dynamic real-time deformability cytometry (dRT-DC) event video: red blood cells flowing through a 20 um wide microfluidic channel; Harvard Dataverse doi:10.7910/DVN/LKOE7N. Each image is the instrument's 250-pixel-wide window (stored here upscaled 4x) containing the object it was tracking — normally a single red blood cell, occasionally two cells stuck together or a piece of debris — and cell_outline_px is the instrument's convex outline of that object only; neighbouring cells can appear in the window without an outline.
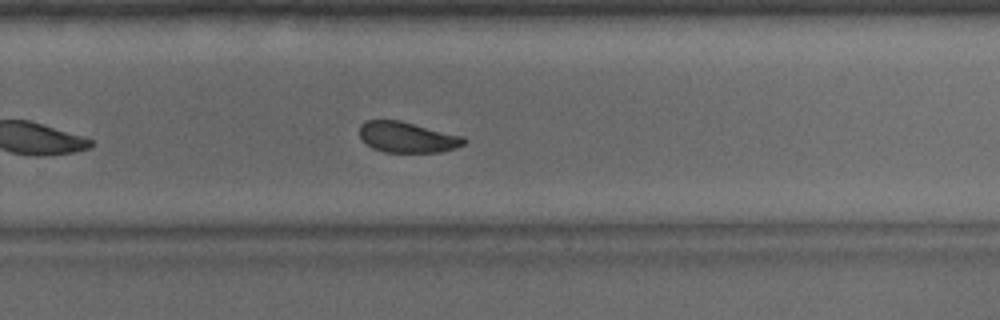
{"species": "common noctule bat (a hibernating species)", "species_latin": "Nyctalus noctula", "temperature_condition": "warm", "stored_images_in_passage": 31, "camera_frame_rate_fps": 3000, "um_per_image_px": 0.085, "animal": {"sex": "male", "body_mass_g": 15.6}, "frame": {"image": 1, "passage_image": 22, "time_ms": 7.0, "image_size_px": [1000, 320], "cell_outline_px": [[468, 140], [464, 144], [456, 148], [440, 152], [384, 152], [372, 148], [360, 136], [360, 124], [368, 120], [400, 120], [464, 136]], "centroid_in_image_um": [34.66, 11.66], "position_along_channel_um": 295.1, "area_um2": 18.73}, "authors_computed_cell_mechanics": {"area_um2": 19.5942, "velocity_mm_per_s": 3.8293, "shape_relaxation_time_tau1_ms": 3.6231, "shape_relaxation_time_tau2_ms": 1.3056, "deformation_change_tau1": 0.0909, "deformation_change_tau2": 0.0479}}